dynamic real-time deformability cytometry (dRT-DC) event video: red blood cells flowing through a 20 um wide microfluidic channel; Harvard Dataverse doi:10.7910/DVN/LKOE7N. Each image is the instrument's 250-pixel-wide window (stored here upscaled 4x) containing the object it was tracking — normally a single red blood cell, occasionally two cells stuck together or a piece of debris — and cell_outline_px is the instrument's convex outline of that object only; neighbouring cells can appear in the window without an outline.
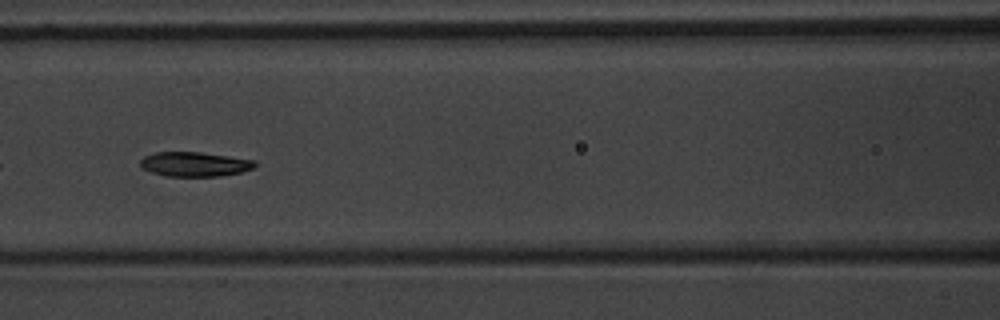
{"species": "common noctule bat (a hibernating species)", "species_latin": "Nyctalus noctula", "temperature_condition": "warm", "stored_images_in_passage": 7, "camera_frame_rate_fps": 3000, "um_per_image_px": 0.085, "animal": {"sex": "male", "body_mass_g": 20.1, "forearm_length_mm": 53.5}, "frame": {"image": 1, "passage_image": 5, "time_ms": 4.667, "image_size_px": [1000, 320], "cell_outline_px": [[256, 168], [240, 172], [220, 176], [164, 176], [140, 168], [140, 160], [144, 156], [156, 152], [200, 152], [256, 160]], "centroid_in_image_um": [16.54, 13.95], "position_along_channel_um": 150.1, "area_um2": 16.47}}
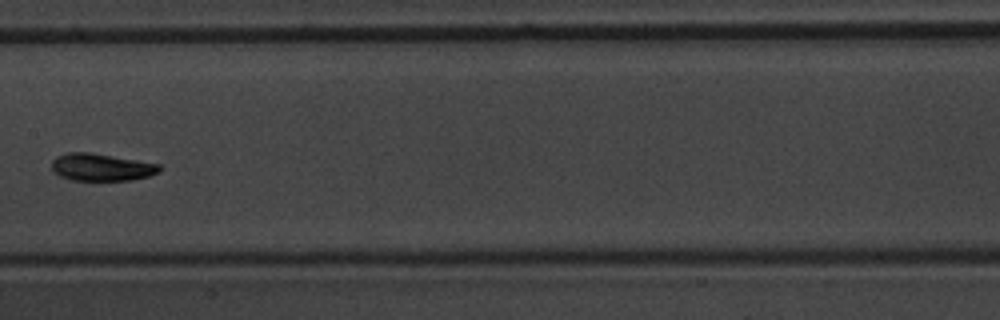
{"frame": {"image": 2, "passage_image": 6, "time_ms": 6.0, "image_size_px": [1000, 320], "cell_outline_px": [[160, 172], [148, 176], [132, 180], [72, 180], [60, 176], [52, 172], [52, 160], [56, 156], [68, 152], [88, 152], [160, 164]], "centroid_in_image_um": [8.58, 14.21], "position_along_channel_um": 198.8, "area_um2": 17.11}}